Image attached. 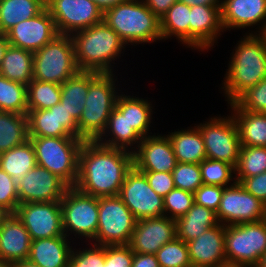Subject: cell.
Segmentation results:
<instances>
[{"mask_svg": "<svg viewBox=\"0 0 266 267\" xmlns=\"http://www.w3.org/2000/svg\"><path fill=\"white\" fill-rule=\"evenodd\" d=\"M171 130L167 136L172 144L175 158L178 163L199 164L206 159L205 145L198 127L180 128Z\"/></svg>", "mask_w": 266, "mask_h": 267, "instance_id": "obj_28", "label": "cell"}, {"mask_svg": "<svg viewBox=\"0 0 266 267\" xmlns=\"http://www.w3.org/2000/svg\"><path fill=\"white\" fill-rule=\"evenodd\" d=\"M236 170V182L266 171V147L241 146Z\"/></svg>", "mask_w": 266, "mask_h": 267, "instance_id": "obj_39", "label": "cell"}, {"mask_svg": "<svg viewBox=\"0 0 266 267\" xmlns=\"http://www.w3.org/2000/svg\"><path fill=\"white\" fill-rule=\"evenodd\" d=\"M10 45L36 52L59 35L55 21L45 7L33 18L21 21L5 33Z\"/></svg>", "mask_w": 266, "mask_h": 267, "instance_id": "obj_18", "label": "cell"}, {"mask_svg": "<svg viewBox=\"0 0 266 267\" xmlns=\"http://www.w3.org/2000/svg\"><path fill=\"white\" fill-rule=\"evenodd\" d=\"M133 167V152L84 141L79 152L75 188L95 197L118 196L127 172Z\"/></svg>", "mask_w": 266, "mask_h": 267, "instance_id": "obj_1", "label": "cell"}, {"mask_svg": "<svg viewBox=\"0 0 266 267\" xmlns=\"http://www.w3.org/2000/svg\"><path fill=\"white\" fill-rule=\"evenodd\" d=\"M118 73L88 71V93L78 121V138L84 141H96L105 131L117 98L125 89L124 87L122 89V81H119L122 79L117 78L122 73L120 75Z\"/></svg>", "mask_w": 266, "mask_h": 267, "instance_id": "obj_4", "label": "cell"}, {"mask_svg": "<svg viewBox=\"0 0 266 267\" xmlns=\"http://www.w3.org/2000/svg\"><path fill=\"white\" fill-rule=\"evenodd\" d=\"M11 215V213L4 207L0 206V227L3 225L4 221Z\"/></svg>", "mask_w": 266, "mask_h": 267, "instance_id": "obj_57", "label": "cell"}, {"mask_svg": "<svg viewBox=\"0 0 266 267\" xmlns=\"http://www.w3.org/2000/svg\"><path fill=\"white\" fill-rule=\"evenodd\" d=\"M36 164L49 170L69 187H74L78 178L79 152L84 142L78 137L29 136Z\"/></svg>", "mask_w": 266, "mask_h": 267, "instance_id": "obj_6", "label": "cell"}, {"mask_svg": "<svg viewBox=\"0 0 266 267\" xmlns=\"http://www.w3.org/2000/svg\"><path fill=\"white\" fill-rule=\"evenodd\" d=\"M225 187L202 184L193 194L194 203L217 212Z\"/></svg>", "mask_w": 266, "mask_h": 267, "instance_id": "obj_47", "label": "cell"}, {"mask_svg": "<svg viewBox=\"0 0 266 267\" xmlns=\"http://www.w3.org/2000/svg\"><path fill=\"white\" fill-rule=\"evenodd\" d=\"M171 173L175 188L194 193L203 184L199 164L177 162Z\"/></svg>", "mask_w": 266, "mask_h": 267, "instance_id": "obj_44", "label": "cell"}, {"mask_svg": "<svg viewBox=\"0 0 266 267\" xmlns=\"http://www.w3.org/2000/svg\"><path fill=\"white\" fill-rule=\"evenodd\" d=\"M177 237L176 220L167 216L137 220L129 243L134 253L156 254Z\"/></svg>", "mask_w": 266, "mask_h": 267, "instance_id": "obj_20", "label": "cell"}, {"mask_svg": "<svg viewBox=\"0 0 266 267\" xmlns=\"http://www.w3.org/2000/svg\"><path fill=\"white\" fill-rule=\"evenodd\" d=\"M14 267H40V266L31 262L29 259H25L14 263Z\"/></svg>", "mask_w": 266, "mask_h": 267, "instance_id": "obj_56", "label": "cell"}, {"mask_svg": "<svg viewBox=\"0 0 266 267\" xmlns=\"http://www.w3.org/2000/svg\"><path fill=\"white\" fill-rule=\"evenodd\" d=\"M9 45V42L7 40V37L5 34L0 33V66L2 59L4 57L5 51Z\"/></svg>", "mask_w": 266, "mask_h": 267, "instance_id": "obj_55", "label": "cell"}, {"mask_svg": "<svg viewBox=\"0 0 266 267\" xmlns=\"http://www.w3.org/2000/svg\"><path fill=\"white\" fill-rule=\"evenodd\" d=\"M199 166L204 185L228 187L236 183V170L233 165L206 158Z\"/></svg>", "mask_w": 266, "mask_h": 267, "instance_id": "obj_40", "label": "cell"}, {"mask_svg": "<svg viewBox=\"0 0 266 267\" xmlns=\"http://www.w3.org/2000/svg\"><path fill=\"white\" fill-rule=\"evenodd\" d=\"M259 35L262 37L265 45H266V24L265 26L263 27V29L261 30V32L259 33Z\"/></svg>", "mask_w": 266, "mask_h": 267, "instance_id": "obj_60", "label": "cell"}, {"mask_svg": "<svg viewBox=\"0 0 266 267\" xmlns=\"http://www.w3.org/2000/svg\"><path fill=\"white\" fill-rule=\"evenodd\" d=\"M142 138L133 126H130L126 116L115 107L108 118L105 131L96 141L104 146L134 152Z\"/></svg>", "mask_w": 266, "mask_h": 267, "instance_id": "obj_27", "label": "cell"}, {"mask_svg": "<svg viewBox=\"0 0 266 267\" xmlns=\"http://www.w3.org/2000/svg\"><path fill=\"white\" fill-rule=\"evenodd\" d=\"M146 6L159 18L178 0H143Z\"/></svg>", "mask_w": 266, "mask_h": 267, "instance_id": "obj_51", "label": "cell"}, {"mask_svg": "<svg viewBox=\"0 0 266 267\" xmlns=\"http://www.w3.org/2000/svg\"><path fill=\"white\" fill-rule=\"evenodd\" d=\"M0 111L27 115V86L0 75Z\"/></svg>", "mask_w": 266, "mask_h": 267, "instance_id": "obj_38", "label": "cell"}, {"mask_svg": "<svg viewBox=\"0 0 266 267\" xmlns=\"http://www.w3.org/2000/svg\"><path fill=\"white\" fill-rule=\"evenodd\" d=\"M0 75L27 86L33 79V52L9 44L1 62Z\"/></svg>", "mask_w": 266, "mask_h": 267, "instance_id": "obj_32", "label": "cell"}, {"mask_svg": "<svg viewBox=\"0 0 266 267\" xmlns=\"http://www.w3.org/2000/svg\"><path fill=\"white\" fill-rule=\"evenodd\" d=\"M79 71L70 35L59 34L33 53V79L63 84Z\"/></svg>", "mask_w": 266, "mask_h": 267, "instance_id": "obj_8", "label": "cell"}, {"mask_svg": "<svg viewBox=\"0 0 266 267\" xmlns=\"http://www.w3.org/2000/svg\"><path fill=\"white\" fill-rule=\"evenodd\" d=\"M61 84L32 79L27 85L28 110L49 109L60 103Z\"/></svg>", "mask_w": 266, "mask_h": 267, "instance_id": "obj_37", "label": "cell"}, {"mask_svg": "<svg viewBox=\"0 0 266 267\" xmlns=\"http://www.w3.org/2000/svg\"><path fill=\"white\" fill-rule=\"evenodd\" d=\"M88 93V71H78L61 84L60 103L78 122Z\"/></svg>", "mask_w": 266, "mask_h": 267, "instance_id": "obj_35", "label": "cell"}, {"mask_svg": "<svg viewBox=\"0 0 266 267\" xmlns=\"http://www.w3.org/2000/svg\"><path fill=\"white\" fill-rule=\"evenodd\" d=\"M70 36L79 71L117 74L116 70L120 66L114 64L125 61L121 57L127 55L125 52L128 47L104 21Z\"/></svg>", "mask_w": 266, "mask_h": 267, "instance_id": "obj_3", "label": "cell"}, {"mask_svg": "<svg viewBox=\"0 0 266 267\" xmlns=\"http://www.w3.org/2000/svg\"><path fill=\"white\" fill-rule=\"evenodd\" d=\"M60 206L64 235L74 243L92 242L98 226V197L69 187L60 201Z\"/></svg>", "mask_w": 266, "mask_h": 267, "instance_id": "obj_7", "label": "cell"}, {"mask_svg": "<svg viewBox=\"0 0 266 267\" xmlns=\"http://www.w3.org/2000/svg\"><path fill=\"white\" fill-rule=\"evenodd\" d=\"M103 21L128 48L162 42L160 19L143 0H129L105 10Z\"/></svg>", "mask_w": 266, "mask_h": 267, "instance_id": "obj_5", "label": "cell"}, {"mask_svg": "<svg viewBox=\"0 0 266 267\" xmlns=\"http://www.w3.org/2000/svg\"><path fill=\"white\" fill-rule=\"evenodd\" d=\"M45 8V0H0V33L33 18Z\"/></svg>", "mask_w": 266, "mask_h": 267, "instance_id": "obj_33", "label": "cell"}, {"mask_svg": "<svg viewBox=\"0 0 266 267\" xmlns=\"http://www.w3.org/2000/svg\"><path fill=\"white\" fill-rule=\"evenodd\" d=\"M221 24L224 32L259 34L266 24V0H222Z\"/></svg>", "mask_w": 266, "mask_h": 267, "instance_id": "obj_16", "label": "cell"}, {"mask_svg": "<svg viewBox=\"0 0 266 267\" xmlns=\"http://www.w3.org/2000/svg\"><path fill=\"white\" fill-rule=\"evenodd\" d=\"M221 267H244V266H238V265H229V264H227V265H224V266H221Z\"/></svg>", "mask_w": 266, "mask_h": 267, "instance_id": "obj_61", "label": "cell"}, {"mask_svg": "<svg viewBox=\"0 0 266 267\" xmlns=\"http://www.w3.org/2000/svg\"><path fill=\"white\" fill-rule=\"evenodd\" d=\"M74 244L65 235L37 239L31 241L28 259L40 267H68Z\"/></svg>", "mask_w": 266, "mask_h": 267, "instance_id": "obj_26", "label": "cell"}, {"mask_svg": "<svg viewBox=\"0 0 266 267\" xmlns=\"http://www.w3.org/2000/svg\"><path fill=\"white\" fill-rule=\"evenodd\" d=\"M0 267H14V263L0 258Z\"/></svg>", "mask_w": 266, "mask_h": 267, "instance_id": "obj_59", "label": "cell"}, {"mask_svg": "<svg viewBox=\"0 0 266 267\" xmlns=\"http://www.w3.org/2000/svg\"><path fill=\"white\" fill-rule=\"evenodd\" d=\"M216 217L225 226L258 222L266 219V205L236 182L224 188Z\"/></svg>", "mask_w": 266, "mask_h": 267, "instance_id": "obj_13", "label": "cell"}, {"mask_svg": "<svg viewBox=\"0 0 266 267\" xmlns=\"http://www.w3.org/2000/svg\"><path fill=\"white\" fill-rule=\"evenodd\" d=\"M15 214L32 241L64 235L60 201L22 203Z\"/></svg>", "mask_w": 266, "mask_h": 267, "instance_id": "obj_15", "label": "cell"}, {"mask_svg": "<svg viewBox=\"0 0 266 267\" xmlns=\"http://www.w3.org/2000/svg\"><path fill=\"white\" fill-rule=\"evenodd\" d=\"M233 48L219 85L228 105L266 77V45L259 34H242Z\"/></svg>", "mask_w": 266, "mask_h": 267, "instance_id": "obj_2", "label": "cell"}, {"mask_svg": "<svg viewBox=\"0 0 266 267\" xmlns=\"http://www.w3.org/2000/svg\"><path fill=\"white\" fill-rule=\"evenodd\" d=\"M132 267H160V264L154 254L133 252Z\"/></svg>", "mask_w": 266, "mask_h": 267, "instance_id": "obj_52", "label": "cell"}, {"mask_svg": "<svg viewBox=\"0 0 266 267\" xmlns=\"http://www.w3.org/2000/svg\"><path fill=\"white\" fill-rule=\"evenodd\" d=\"M36 165L35 151L30 139L0 154V168L16 183Z\"/></svg>", "mask_w": 266, "mask_h": 267, "instance_id": "obj_34", "label": "cell"}, {"mask_svg": "<svg viewBox=\"0 0 266 267\" xmlns=\"http://www.w3.org/2000/svg\"><path fill=\"white\" fill-rule=\"evenodd\" d=\"M137 220L164 216V198L149 185L145 174L134 165L127 172L118 194Z\"/></svg>", "mask_w": 266, "mask_h": 267, "instance_id": "obj_12", "label": "cell"}, {"mask_svg": "<svg viewBox=\"0 0 266 267\" xmlns=\"http://www.w3.org/2000/svg\"><path fill=\"white\" fill-rule=\"evenodd\" d=\"M189 25L190 50L199 51L200 54L215 48V45L219 43L218 40L225 33L221 24L219 6H190Z\"/></svg>", "mask_w": 266, "mask_h": 267, "instance_id": "obj_19", "label": "cell"}, {"mask_svg": "<svg viewBox=\"0 0 266 267\" xmlns=\"http://www.w3.org/2000/svg\"><path fill=\"white\" fill-rule=\"evenodd\" d=\"M216 115L195 124L202 134L206 158L223 161L236 168L241 150L237 125L231 113H228L229 116Z\"/></svg>", "mask_w": 266, "mask_h": 267, "instance_id": "obj_11", "label": "cell"}, {"mask_svg": "<svg viewBox=\"0 0 266 267\" xmlns=\"http://www.w3.org/2000/svg\"><path fill=\"white\" fill-rule=\"evenodd\" d=\"M19 205L17 183L0 168V206L15 214Z\"/></svg>", "mask_w": 266, "mask_h": 267, "instance_id": "obj_46", "label": "cell"}, {"mask_svg": "<svg viewBox=\"0 0 266 267\" xmlns=\"http://www.w3.org/2000/svg\"><path fill=\"white\" fill-rule=\"evenodd\" d=\"M227 109L266 113V77L257 85L243 92Z\"/></svg>", "mask_w": 266, "mask_h": 267, "instance_id": "obj_43", "label": "cell"}, {"mask_svg": "<svg viewBox=\"0 0 266 267\" xmlns=\"http://www.w3.org/2000/svg\"><path fill=\"white\" fill-rule=\"evenodd\" d=\"M94 2L103 12L117 4L129 1V0H91Z\"/></svg>", "mask_w": 266, "mask_h": 267, "instance_id": "obj_54", "label": "cell"}, {"mask_svg": "<svg viewBox=\"0 0 266 267\" xmlns=\"http://www.w3.org/2000/svg\"><path fill=\"white\" fill-rule=\"evenodd\" d=\"M218 223L216 212L194 203L185 215L176 219L177 238L187 243Z\"/></svg>", "mask_w": 266, "mask_h": 267, "instance_id": "obj_31", "label": "cell"}, {"mask_svg": "<svg viewBox=\"0 0 266 267\" xmlns=\"http://www.w3.org/2000/svg\"><path fill=\"white\" fill-rule=\"evenodd\" d=\"M133 251L129 245H105L108 267H132Z\"/></svg>", "mask_w": 266, "mask_h": 267, "instance_id": "obj_48", "label": "cell"}, {"mask_svg": "<svg viewBox=\"0 0 266 267\" xmlns=\"http://www.w3.org/2000/svg\"><path fill=\"white\" fill-rule=\"evenodd\" d=\"M239 183L266 205V171L253 177L243 178Z\"/></svg>", "mask_w": 266, "mask_h": 267, "instance_id": "obj_50", "label": "cell"}, {"mask_svg": "<svg viewBox=\"0 0 266 267\" xmlns=\"http://www.w3.org/2000/svg\"><path fill=\"white\" fill-rule=\"evenodd\" d=\"M96 245H129L137 219L119 196L98 197Z\"/></svg>", "mask_w": 266, "mask_h": 267, "instance_id": "obj_10", "label": "cell"}, {"mask_svg": "<svg viewBox=\"0 0 266 267\" xmlns=\"http://www.w3.org/2000/svg\"><path fill=\"white\" fill-rule=\"evenodd\" d=\"M224 248L227 264L255 267L266 251V219L225 226Z\"/></svg>", "mask_w": 266, "mask_h": 267, "instance_id": "obj_9", "label": "cell"}, {"mask_svg": "<svg viewBox=\"0 0 266 267\" xmlns=\"http://www.w3.org/2000/svg\"><path fill=\"white\" fill-rule=\"evenodd\" d=\"M145 174L151 188L161 197H165L175 188L171 172L141 171Z\"/></svg>", "mask_w": 266, "mask_h": 267, "instance_id": "obj_49", "label": "cell"}, {"mask_svg": "<svg viewBox=\"0 0 266 267\" xmlns=\"http://www.w3.org/2000/svg\"><path fill=\"white\" fill-rule=\"evenodd\" d=\"M193 204V193L174 188L164 197L165 216L176 220L185 215Z\"/></svg>", "mask_w": 266, "mask_h": 267, "instance_id": "obj_45", "label": "cell"}, {"mask_svg": "<svg viewBox=\"0 0 266 267\" xmlns=\"http://www.w3.org/2000/svg\"><path fill=\"white\" fill-rule=\"evenodd\" d=\"M179 2L185 3L188 6L195 5H208V6H219L222 7V0H178Z\"/></svg>", "mask_w": 266, "mask_h": 267, "instance_id": "obj_53", "label": "cell"}, {"mask_svg": "<svg viewBox=\"0 0 266 267\" xmlns=\"http://www.w3.org/2000/svg\"><path fill=\"white\" fill-rule=\"evenodd\" d=\"M68 188L58 176L36 165L17 182L19 204L61 201Z\"/></svg>", "mask_w": 266, "mask_h": 267, "instance_id": "obj_17", "label": "cell"}, {"mask_svg": "<svg viewBox=\"0 0 266 267\" xmlns=\"http://www.w3.org/2000/svg\"><path fill=\"white\" fill-rule=\"evenodd\" d=\"M225 225L218 223L187 242L192 267H221L225 257Z\"/></svg>", "mask_w": 266, "mask_h": 267, "instance_id": "obj_23", "label": "cell"}, {"mask_svg": "<svg viewBox=\"0 0 266 267\" xmlns=\"http://www.w3.org/2000/svg\"><path fill=\"white\" fill-rule=\"evenodd\" d=\"M31 241L23 222L11 214L0 227V258L12 263L28 259Z\"/></svg>", "mask_w": 266, "mask_h": 267, "instance_id": "obj_24", "label": "cell"}, {"mask_svg": "<svg viewBox=\"0 0 266 267\" xmlns=\"http://www.w3.org/2000/svg\"><path fill=\"white\" fill-rule=\"evenodd\" d=\"M128 94V91H122L117 98L115 107L126 116L130 126H133L142 137L155 134L152 132L156 130L152 128V125L156 123L153 122V120L155 121L153 114L156 113L154 112L156 105H154L153 100L151 101L148 97L145 99L137 97L138 95L133 93L132 95Z\"/></svg>", "mask_w": 266, "mask_h": 267, "instance_id": "obj_25", "label": "cell"}, {"mask_svg": "<svg viewBox=\"0 0 266 267\" xmlns=\"http://www.w3.org/2000/svg\"><path fill=\"white\" fill-rule=\"evenodd\" d=\"M237 125L241 146L266 147V113L229 109Z\"/></svg>", "mask_w": 266, "mask_h": 267, "instance_id": "obj_30", "label": "cell"}, {"mask_svg": "<svg viewBox=\"0 0 266 267\" xmlns=\"http://www.w3.org/2000/svg\"><path fill=\"white\" fill-rule=\"evenodd\" d=\"M190 6L176 1L160 19L162 41L176 39L190 49Z\"/></svg>", "mask_w": 266, "mask_h": 267, "instance_id": "obj_29", "label": "cell"}, {"mask_svg": "<svg viewBox=\"0 0 266 267\" xmlns=\"http://www.w3.org/2000/svg\"><path fill=\"white\" fill-rule=\"evenodd\" d=\"M59 34L71 35L103 21V11L91 0H45Z\"/></svg>", "mask_w": 266, "mask_h": 267, "instance_id": "obj_14", "label": "cell"}, {"mask_svg": "<svg viewBox=\"0 0 266 267\" xmlns=\"http://www.w3.org/2000/svg\"><path fill=\"white\" fill-rule=\"evenodd\" d=\"M177 164L169 137L157 133L143 137L133 152V165L139 171L172 172Z\"/></svg>", "mask_w": 266, "mask_h": 267, "instance_id": "obj_21", "label": "cell"}, {"mask_svg": "<svg viewBox=\"0 0 266 267\" xmlns=\"http://www.w3.org/2000/svg\"><path fill=\"white\" fill-rule=\"evenodd\" d=\"M29 140L27 115L0 111V154Z\"/></svg>", "mask_w": 266, "mask_h": 267, "instance_id": "obj_36", "label": "cell"}, {"mask_svg": "<svg viewBox=\"0 0 266 267\" xmlns=\"http://www.w3.org/2000/svg\"><path fill=\"white\" fill-rule=\"evenodd\" d=\"M104 265L105 246L88 242L82 247L80 243H75L68 267H104Z\"/></svg>", "mask_w": 266, "mask_h": 267, "instance_id": "obj_42", "label": "cell"}, {"mask_svg": "<svg viewBox=\"0 0 266 267\" xmlns=\"http://www.w3.org/2000/svg\"><path fill=\"white\" fill-rule=\"evenodd\" d=\"M29 136L78 137V122L58 103L49 109L28 110Z\"/></svg>", "mask_w": 266, "mask_h": 267, "instance_id": "obj_22", "label": "cell"}, {"mask_svg": "<svg viewBox=\"0 0 266 267\" xmlns=\"http://www.w3.org/2000/svg\"><path fill=\"white\" fill-rule=\"evenodd\" d=\"M255 267H266V251L260 257L258 264Z\"/></svg>", "mask_w": 266, "mask_h": 267, "instance_id": "obj_58", "label": "cell"}, {"mask_svg": "<svg viewBox=\"0 0 266 267\" xmlns=\"http://www.w3.org/2000/svg\"><path fill=\"white\" fill-rule=\"evenodd\" d=\"M155 255L160 267H192L188 245L177 237L164 244Z\"/></svg>", "mask_w": 266, "mask_h": 267, "instance_id": "obj_41", "label": "cell"}]
</instances>
